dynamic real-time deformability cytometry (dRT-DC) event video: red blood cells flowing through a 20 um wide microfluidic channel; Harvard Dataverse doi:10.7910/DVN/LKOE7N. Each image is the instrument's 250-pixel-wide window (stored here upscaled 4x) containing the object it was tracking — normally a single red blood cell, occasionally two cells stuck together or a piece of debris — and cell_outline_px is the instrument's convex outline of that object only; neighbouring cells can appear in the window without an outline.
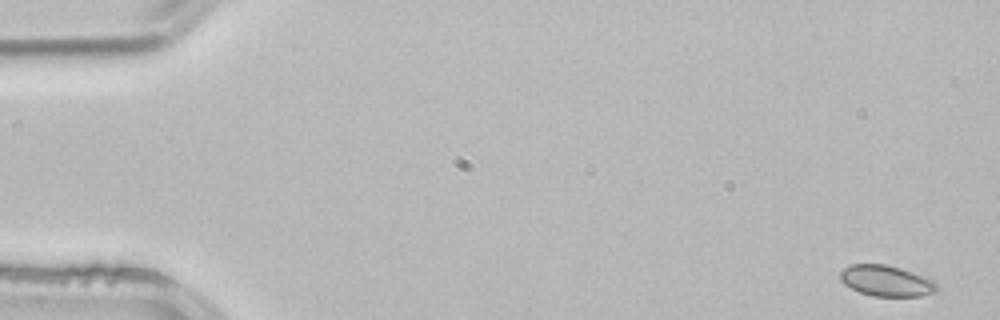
{"species": "common noctule bat (a hibernating species)", "species_latin": "Nyctalus noctula", "temperature_condition": "room temperature", "stored_images_in_passage": 52, "camera_frame_rate_fps": 3000, "um_per_image_px": 0.085, "animal": {"sex": "male", "body_mass_g": 21.5, "forearm_length_mm": 52.0}, "frame": {"image": 1, "passage_image": 1, "time_ms": 0.0, "image_size_px": [1000, 320], "cell_outline_px": [[936, 288], [932, 292], [920, 296], [872, 296], [860, 292], [844, 284], [840, 280], [840, 272], [844, 268], [852, 264], [888, 264], [900, 268], [932, 280], [936, 284]], "centroid_in_image_um": [75.27, 23.86], "position_along_channel_um": 9.7, "area_um2": 17.05}}
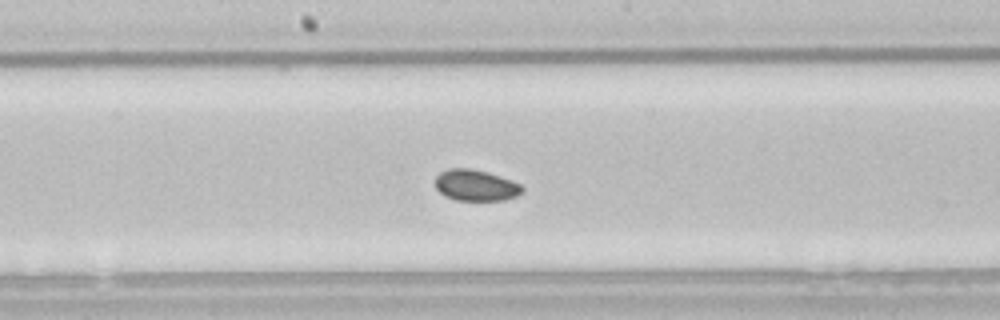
{"frame": {"image": 2, "passage_image": 27, "time_ms": 8.667, "image_size_px": [1000, 320], "cell_outline_px": [[524, 192], [516, 196], [504, 200], [456, 200], [444, 196], [436, 188], [436, 176], [440, 172], [448, 168], [468, 168], [488, 172], [512, 180], [520, 184], [524, 188]], "centroid_in_image_um": [40.45, 15.75], "position_along_channel_um": 207.8, "area_um2": 15.9}}
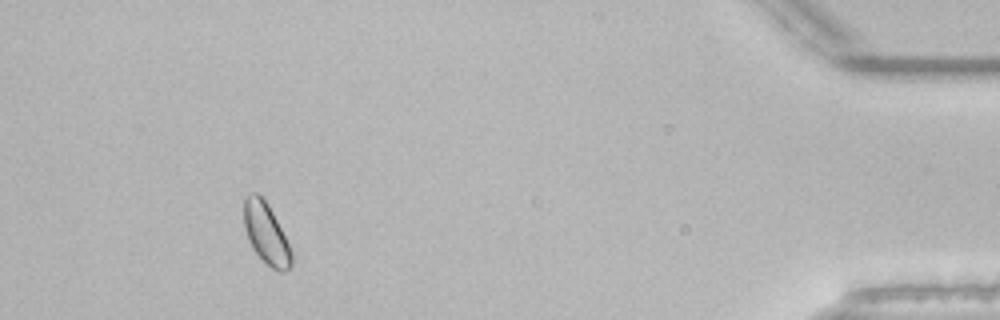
{"frame": {"image": 3, "passage_image": 48, "time_ms": 15.667, "image_size_px": [1000, 320], "cell_outline_px": [[292, 264], [284, 272], [280, 272], [272, 268], [252, 248], [248, 240], [244, 228], [244, 200], [252, 192], [256, 192], [268, 204], [292, 252]], "centroid_in_image_um": [22.6, 19.86], "position_along_channel_um": 412.6, "area_um2": 16.47}, "authors_computed_cell_mechanics": {"area_um2": 16.3863, "velocity_mm_per_s": 3.8466, "shape_relaxation_time_tau1_ms": null, "shape_relaxation_time_tau2_ms": 1.9944, "deformation_change_tau1": null, "deformation_change_tau2": 0.0396}}